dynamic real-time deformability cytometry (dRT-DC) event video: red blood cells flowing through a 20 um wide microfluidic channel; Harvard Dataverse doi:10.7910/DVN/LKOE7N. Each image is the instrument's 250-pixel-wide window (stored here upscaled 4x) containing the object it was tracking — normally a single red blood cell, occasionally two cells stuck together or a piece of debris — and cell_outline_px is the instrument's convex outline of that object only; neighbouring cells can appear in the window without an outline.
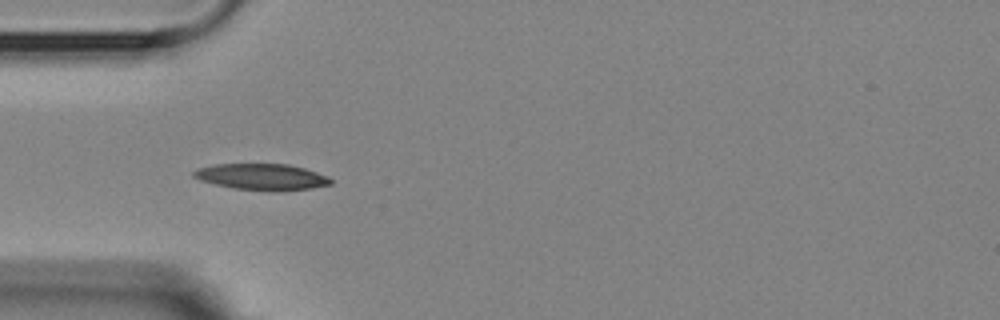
{"species": "Egyptian fruit bat (a non-hibernating species)", "species_latin": "Rousettus aegyptiacus", "temperature_condition": "room temperature", "stored_images_in_passage": 5, "camera_frame_rate_fps": 3000, "um_per_image_px": 0.085, "animal": {"sex": "female"}, "frame": {"image": 1, "passage_image": 4, "time_ms": 3.333, "image_size_px": [1000, 320], "cell_outline_px": [[332, 184], [312, 188], [276, 192], [268, 192], [232, 188], [200, 180], [192, 176], [192, 172], [196, 168], [216, 164], [288, 164], [304, 168], [328, 176], [332, 180]], "centroid_in_image_um": [22.25, 15.04], "position_along_channel_um": 62.7, "area_um2": 21.27}}
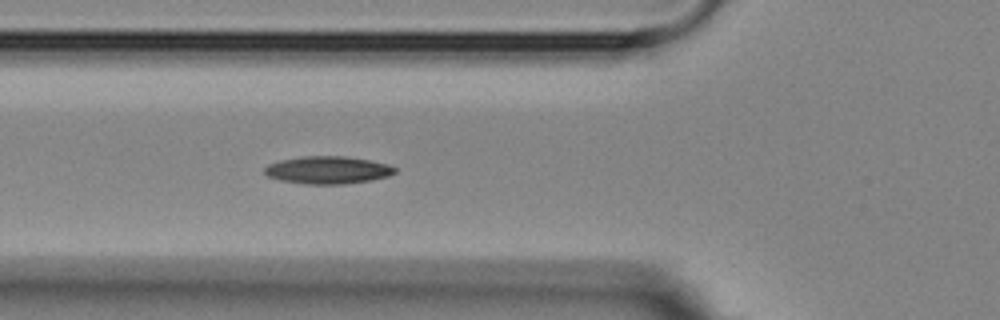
{"frame": {"image": 2, "passage_image": 5, "time_ms": 4.333, "image_size_px": [1000, 320], "cell_outline_px": [[396, 172], [388, 176], [372, 180], [344, 184], [308, 184], [280, 180], [268, 176], [264, 172], [264, 168], [268, 164], [280, 160], [304, 156], [344, 156], [368, 160], [388, 164], [396, 168]], "centroid_in_image_um": [27.86, 14.45], "position_along_channel_um": 97.9, "area_um2": 20.87}}